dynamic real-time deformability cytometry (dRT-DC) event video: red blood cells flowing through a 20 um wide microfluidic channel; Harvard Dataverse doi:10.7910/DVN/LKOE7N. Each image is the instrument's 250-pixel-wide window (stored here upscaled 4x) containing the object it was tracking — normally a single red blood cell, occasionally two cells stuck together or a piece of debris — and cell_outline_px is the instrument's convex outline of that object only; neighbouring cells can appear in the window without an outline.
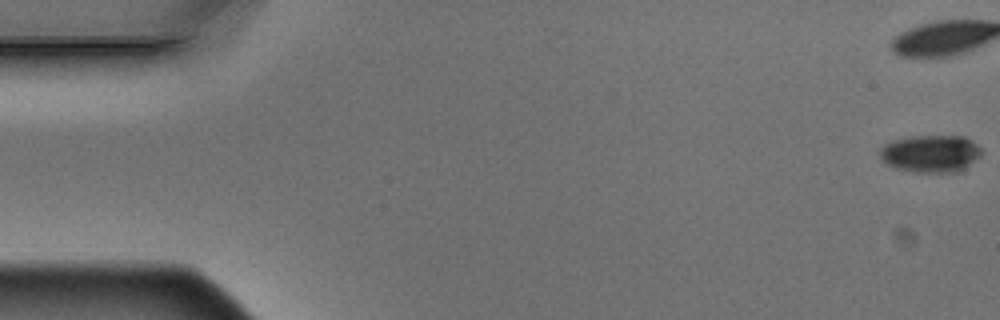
{"species": "Egyptian fruit bat (a non-hibernating species)", "species_latin": "Rousettus aegyptiacus", "temperature_condition": "warm", "stored_images_in_passage": 8, "camera_frame_rate_fps": 3000, "um_per_image_px": 0.085, "animal": {"sex": "male"}, "frame": {"image": 1, "passage_image": 1, "time_ms": 0.0, "image_size_px": [1000, 320], "cell_outline_px": [[984, 152], [980, 156], [964, 168], [956, 172], [912, 172], [896, 168], [888, 164], [880, 156], [880, 148], [884, 144], [892, 140], [912, 136], [964, 136], [972, 140]], "centroid_in_image_um": [79.11, 13.04], "position_along_channel_um": 5.9, "area_um2": 22.08}}
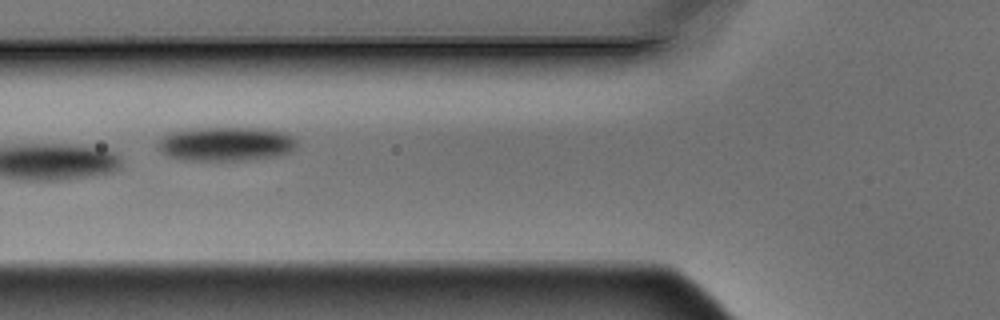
{"frame": {"image": 2, "passage_image": 7, "time_ms": 2.0, "image_size_px": [1000, 320], "cell_outline_px": [[296, 148], [292, 152], [280, 156], [252, 160], [180, 160], [168, 156], [160, 152], [160, 140], [168, 132], [204, 128], [256, 128], [288, 132], [296, 140]], "centroid_in_image_um": [19.28, 12.25], "position_along_channel_um": 106.5, "area_um2": 27.8}}
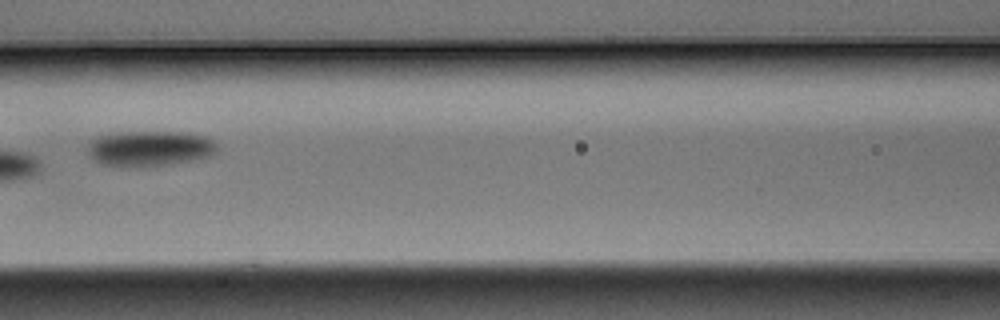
{"frame": {"image": 3, "passage_image": 8, "time_ms": 2.333, "image_size_px": [1000, 320], "cell_outline_px": [[216, 152], [212, 156], [192, 160], [164, 164], [104, 164], [92, 160], [88, 148], [92, 140], [96, 136], [120, 132], [192, 132], [208, 136], [216, 144]], "centroid_in_image_um": [12.79, 12.56], "position_along_channel_um": 153.8, "area_um2": 26.01}}